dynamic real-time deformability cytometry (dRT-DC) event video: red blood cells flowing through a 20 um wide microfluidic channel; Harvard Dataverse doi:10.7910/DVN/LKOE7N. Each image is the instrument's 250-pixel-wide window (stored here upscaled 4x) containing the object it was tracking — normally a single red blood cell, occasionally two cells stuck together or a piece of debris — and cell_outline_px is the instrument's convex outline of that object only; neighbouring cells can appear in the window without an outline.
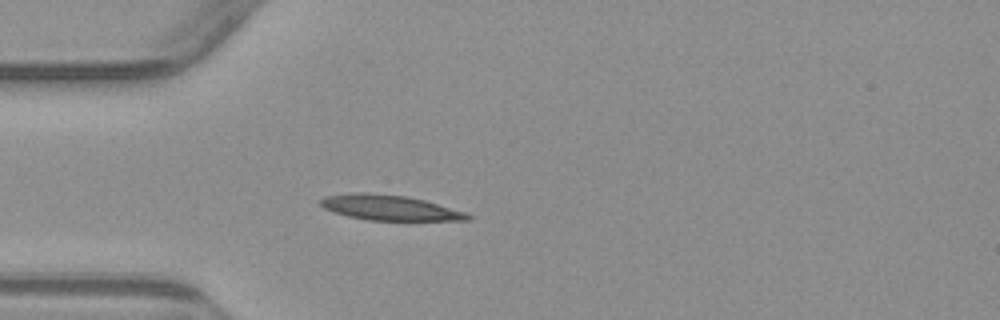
{"species": "common noctule bat (a hibernating species)", "species_latin": "Nyctalus noctula", "temperature_condition": "warm", "stored_images_in_passage": 2, "camera_frame_rate_fps": 3000, "um_per_image_px": 0.085, "animal": {"sex": "male", "body_mass_g": 23.1, "forearm_length_mm": 52.7}, "frame": {"image": 1, "passage_image": 2, "time_ms": 2.333, "image_size_px": [1000, 320], "cell_outline_px": [[472, 220], [368, 220], [348, 216], [324, 208], [320, 204], [320, 200], [324, 196], [356, 192], [368, 192], [408, 196], [424, 200], [464, 212], [472, 216]], "centroid_in_image_um": [33.1, 17.64], "position_along_channel_um": 51.9, "area_um2": 21.44}}